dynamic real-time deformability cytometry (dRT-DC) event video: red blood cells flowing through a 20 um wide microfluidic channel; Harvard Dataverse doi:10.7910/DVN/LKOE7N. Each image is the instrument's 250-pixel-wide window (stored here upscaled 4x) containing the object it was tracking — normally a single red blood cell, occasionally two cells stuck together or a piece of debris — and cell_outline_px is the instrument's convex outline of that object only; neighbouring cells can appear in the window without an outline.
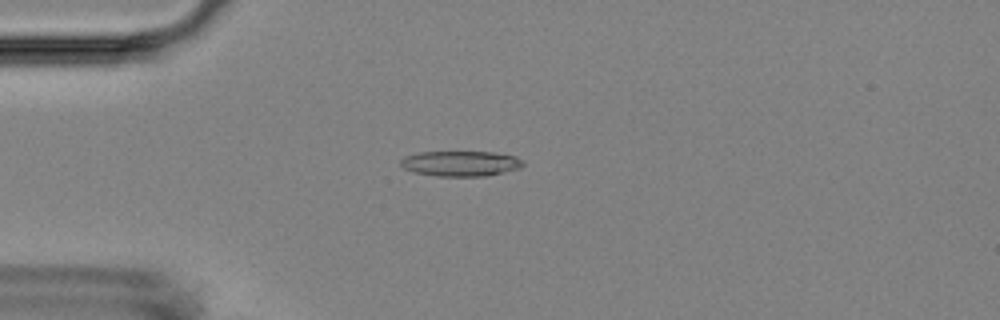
{"species": "Egyptian fruit bat (a non-hibernating species)", "species_latin": "Rousettus aegyptiacus", "temperature_condition": "room temperature", "stored_images_in_passage": 42, "camera_frame_rate_fps": 3000, "um_per_image_px": 0.085, "animal": {"sex": "female"}, "frame": {"image": 1, "passage_image": 2, "time_ms": 0.333, "image_size_px": [1000, 320], "cell_outline_px": [[524, 164], [520, 168], [488, 176], [436, 176], [412, 172], [404, 168], [400, 164], [400, 160], [404, 156], [416, 152], [492, 152], [516, 156], [524, 160]], "centroid_in_image_um": [39.15, 13.9], "position_along_channel_um": 45.9, "area_um2": 18.26}}
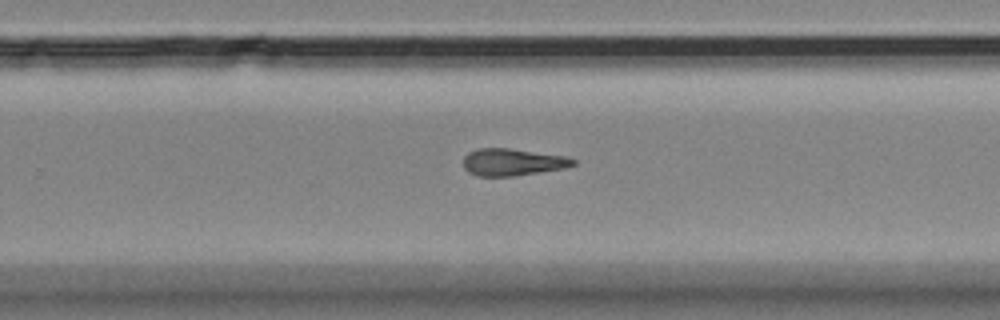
{"frame": {"image": 2, "passage_image": 23, "time_ms": 7.333, "image_size_px": [1000, 320], "cell_outline_px": [[576, 164], [564, 168], [512, 176], [476, 176], [468, 172], [464, 168], [464, 156], [468, 152], [476, 148], [508, 148], [568, 156], [576, 160]], "centroid_in_image_um": [43.55, 13.77], "position_along_channel_um": 286.2, "area_um2": 17.4}}
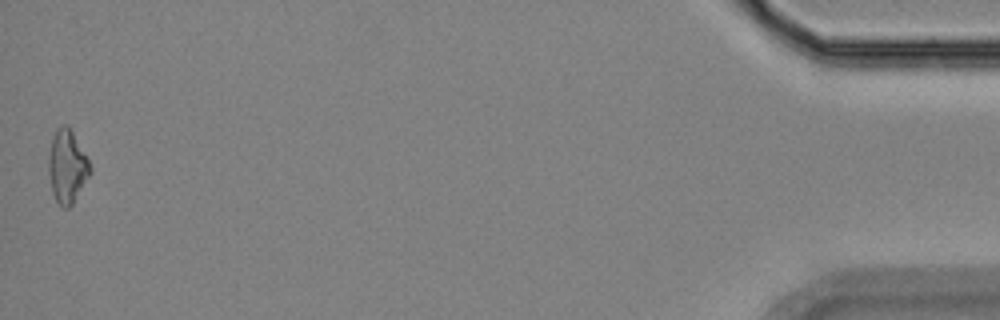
{"frame": {"image": 3, "passage_image": 42, "time_ms": 13.667, "image_size_px": [1000, 320], "cell_outline_px": [[92, 172], [72, 204], [68, 208], [60, 208], [52, 192], [48, 172], [48, 156], [52, 136], [56, 128], [60, 124], [68, 124], [88, 160], [92, 168]], "centroid_in_image_um": [5.69, 14.14], "position_along_channel_um": 429.5, "area_um2": 17.86}, "authors_computed_cell_mechanics": {"area_um2": 17.4556, "velocity_mm_per_s": 3.6685, "shape_relaxation_time_tau1_ms": null, "shape_relaxation_time_tau2_ms": 10.6376, "deformation_change_tau1": null, "deformation_change_tau2": 0.2857}}